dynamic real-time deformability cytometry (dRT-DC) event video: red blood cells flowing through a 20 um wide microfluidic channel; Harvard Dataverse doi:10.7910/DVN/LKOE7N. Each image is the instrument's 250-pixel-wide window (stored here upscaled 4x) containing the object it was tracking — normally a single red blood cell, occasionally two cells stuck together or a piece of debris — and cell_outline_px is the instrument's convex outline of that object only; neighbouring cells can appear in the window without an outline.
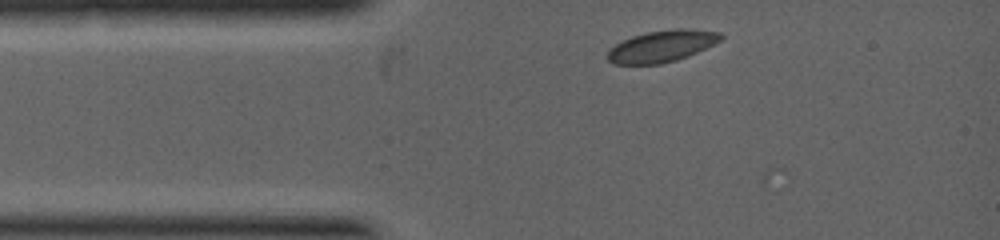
{"species": "common noctule bat (a hibernating species)", "species_latin": "Nyctalus noctula", "temperature_condition": "warm", "stored_images_in_passage": 12, "camera_frame_rate_fps": 5000, "um_per_image_px": 0.085, "animal": {"sex": "female", "body_mass_g": 19.0, "forearm_length_mm": 53.3}, "frame": {"image": 1, "passage_image": 2, "time_ms": 0.2, "image_size_px": [1000, 240], "cell_outline_px": [[724, 36], [720, 40], [688, 56], [676, 60], [660, 64], [616, 64], [608, 60], [608, 52], [616, 44], [632, 36], [648, 32], [672, 28], [684, 28], [720, 32]], "centroid_in_image_um": [56.27, 3.91], "position_along_channel_um": 28.7, "area_um2": 20.58}}
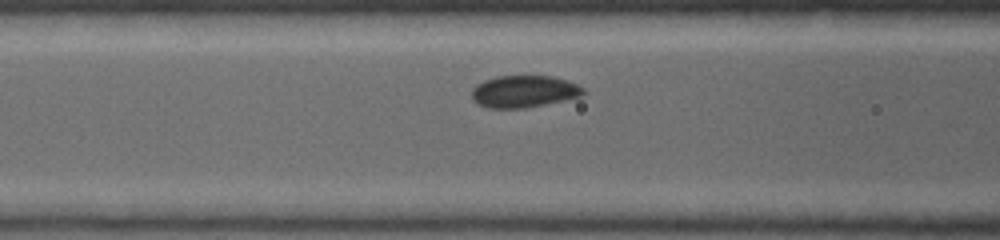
{"frame": {"image": 2, "passage_image": 7, "time_ms": 1.8, "image_size_px": [1000, 240], "cell_outline_px": [[584, 96], [524, 108], [488, 108], [476, 104], [472, 100], [472, 88], [476, 84], [484, 80], [496, 76], [552, 76], [568, 80], [584, 88]], "centroid_in_image_um": [44.51, 7.77], "position_along_channel_um": 122.1, "area_um2": 20.98}}
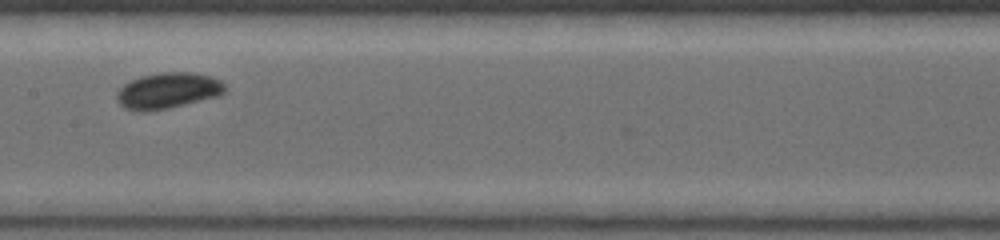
{"frame": {"image": 3, "passage_image": 10, "time_ms": 2.8, "image_size_px": [1000, 240], "cell_outline_px": [[224, 92], [220, 96], [168, 108], [144, 112], [136, 112], [124, 108], [116, 100], [116, 92], [124, 84], [140, 76], [160, 72], [196, 72], [212, 76], [220, 80], [224, 84]], "centroid_in_image_um": [14.26, 7.7], "position_along_channel_um": 193.1, "area_um2": 22.95}}